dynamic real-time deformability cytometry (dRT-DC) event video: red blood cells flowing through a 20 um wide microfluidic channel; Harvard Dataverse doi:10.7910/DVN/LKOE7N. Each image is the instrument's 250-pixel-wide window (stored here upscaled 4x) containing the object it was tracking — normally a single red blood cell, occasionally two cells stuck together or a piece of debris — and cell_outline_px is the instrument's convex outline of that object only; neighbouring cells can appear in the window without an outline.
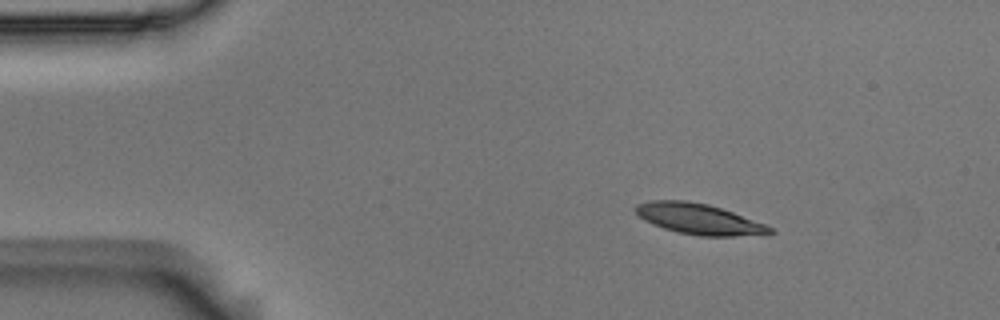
{"species": "Egyptian fruit bat (a non-hibernating species)", "species_latin": "Rousettus aegyptiacus", "temperature_condition": "room temperature", "stored_images_in_passage": 3, "camera_frame_rate_fps": 3000, "um_per_image_px": 0.085, "animal": {"sex": "male"}, "frame": {"image": 1, "passage_image": 1, "time_ms": 0.0, "image_size_px": [1000, 320], "cell_outline_px": [[776, 232], [768, 236], [700, 236], [676, 232], [652, 224], [644, 220], [632, 208], [636, 204], [652, 200], [684, 200], [708, 204], [732, 212], [764, 224], [772, 228]], "centroid_in_image_um": [59.44, 18.63], "position_along_channel_um": 25.6, "area_um2": 24.22}}